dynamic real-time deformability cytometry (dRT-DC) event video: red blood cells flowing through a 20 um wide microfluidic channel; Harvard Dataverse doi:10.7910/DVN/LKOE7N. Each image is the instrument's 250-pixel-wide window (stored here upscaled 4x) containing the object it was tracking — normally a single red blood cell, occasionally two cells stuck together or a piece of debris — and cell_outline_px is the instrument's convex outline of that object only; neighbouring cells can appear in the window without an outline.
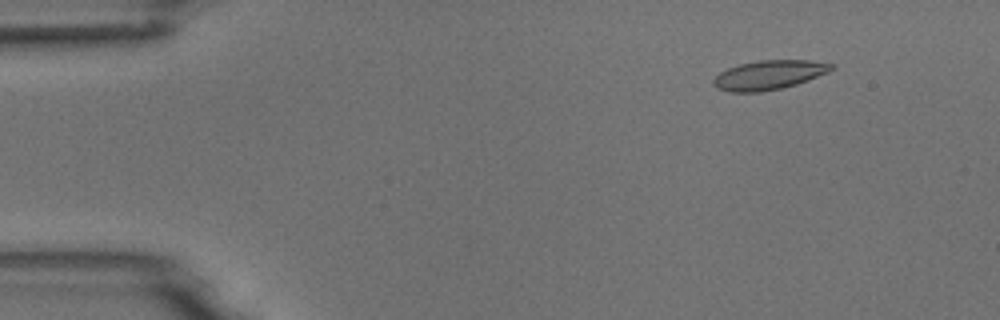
{"species": "common noctule bat (a hibernating species)", "species_latin": "Nyctalus noctula", "temperature_condition": "room temperature", "stored_images_in_passage": 6, "camera_frame_rate_fps": 3000, "um_per_image_px": 0.085, "animal": {"sex": "male", "body_mass_g": 18.8}, "frame": {"image": 1, "passage_image": 2, "time_ms": 1.333, "image_size_px": [1000, 320], "cell_outline_px": [[836, 68], [828, 72], [808, 80], [796, 84], [780, 88], [760, 92], [728, 92], [716, 88], [712, 84], [712, 80], [720, 72], [728, 68], [740, 64], [760, 60], [812, 60], [836, 64]], "centroid_in_image_um": [65.37, 6.37], "position_along_channel_um": 19.6, "area_um2": 20.23}}
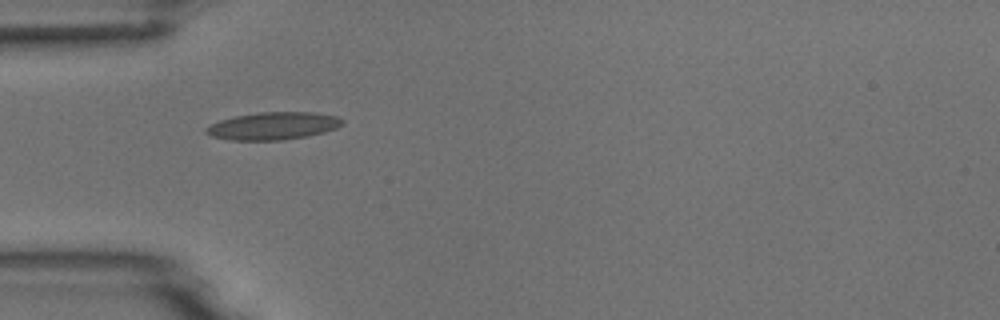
{"frame": {"image": 2, "passage_image": 5, "time_ms": 4.667, "image_size_px": [1000, 320], "cell_outline_px": [[344, 124], [336, 128], [324, 132], [308, 136], [280, 140], [228, 140], [212, 136], [204, 132], [204, 128], [220, 120], [236, 116], [260, 112], [316, 112], [336, 116], [344, 120]], "centroid_in_image_um": [23.23, 10.7], "position_along_channel_um": 61.8, "area_um2": 21.91}}